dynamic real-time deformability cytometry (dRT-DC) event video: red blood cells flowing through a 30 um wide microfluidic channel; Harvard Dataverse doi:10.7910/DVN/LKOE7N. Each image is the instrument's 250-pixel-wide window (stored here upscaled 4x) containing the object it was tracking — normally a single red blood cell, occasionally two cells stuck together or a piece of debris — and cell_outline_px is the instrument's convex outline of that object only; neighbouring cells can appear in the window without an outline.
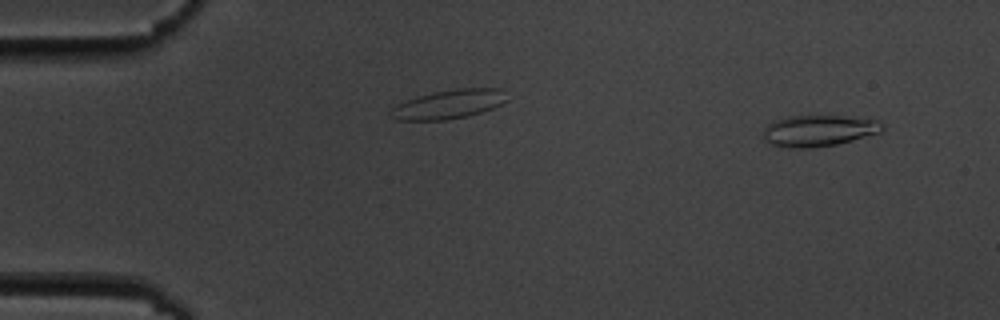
{"species": "common noctule bat (a hibernating species)", "species_latin": "Nyctalus noctula", "temperature_condition": "cold", "stored_images_in_passage": 42, "camera_frame_rate_fps": 3000, "um_per_image_px": 0.085, "animal": {"sex": "male", "body_mass_g": 19.5, "forearm_length_mm": 54.6}, "frame": {"image": 1, "passage_image": 4, "time_ms": 1.0, "image_size_px": [1000, 320], "cell_outline_px": [[884, 128], [880, 132], [852, 140], [836, 144], [812, 148], [788, 148], [772, 144], [764, 140], [764, 128], [772, 120], [788, 116], [844, 116], [880, 120], [884, 124]], "centroid_in_image_um": [69.58, 11.1], "position_along_channel_um": 15.4, "area_um2": 21.79}}
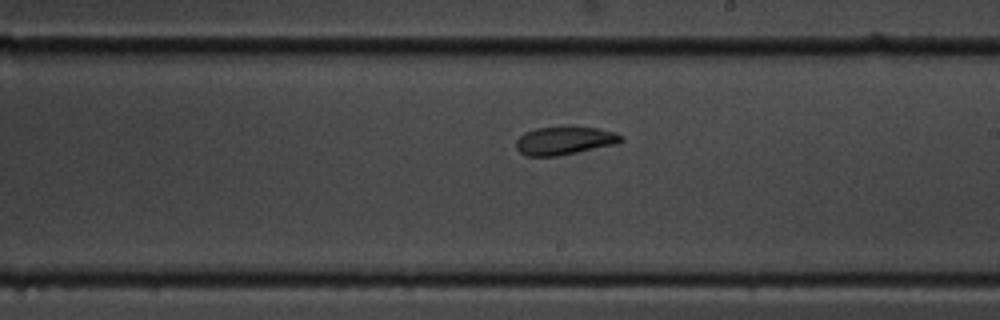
{"frame": {"image": 2, "passage_image": 22, "time_ms": 7.0, "image_size_px": [1000, 320], "cell_outline_px": [[624, 140], [616, 144], [556, 156], [528, 156], [520, 152], [516, 148], [516, 140], [524, 132], [536, 128], [596, 128], [616, 132], [624, 136]], "centroid_in_image_um": [47.99, 11.96], "position_along_channel_um": 241.0, "area_um2": 16.88}}
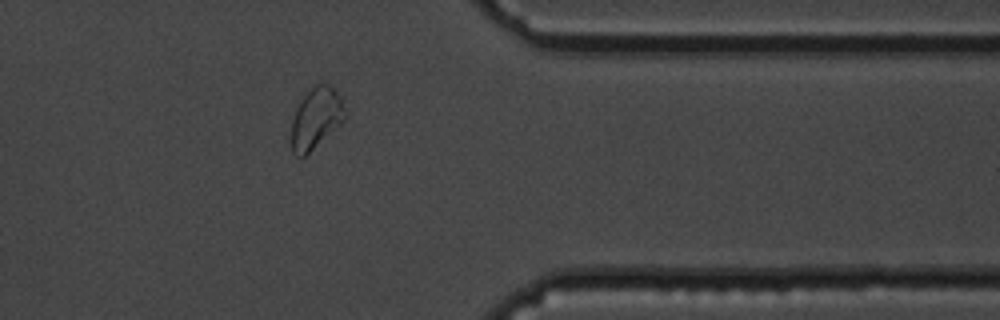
{"frame": {"image": 3, "passage_image": 35, "time_ms": 11.333, "image_size_px": [1000, 320], "cell_outline_px": [[348, 116], [340, 124], [304, 156], [296, 156], [292, 152], [292, 120], [296, 108], [300, 100], [316, 84], [328, 84], [340, 96], [348, 112]], "centroid_in_image_um": [26.88, 10.03], "position_along_channel_um": 384.5, "area_um2": 18.79}}